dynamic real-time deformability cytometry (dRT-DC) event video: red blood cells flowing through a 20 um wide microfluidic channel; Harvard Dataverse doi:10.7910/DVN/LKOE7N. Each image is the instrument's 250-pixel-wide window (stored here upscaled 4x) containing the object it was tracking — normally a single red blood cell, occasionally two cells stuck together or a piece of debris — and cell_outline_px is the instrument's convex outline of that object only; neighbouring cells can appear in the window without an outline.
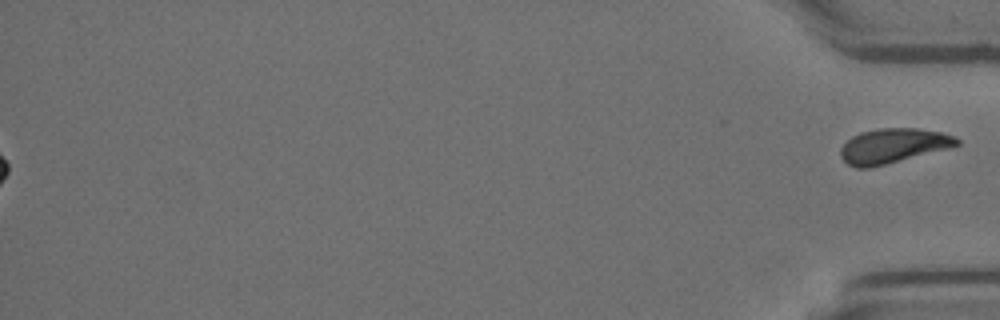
{"species": "Egyptian fruit bat (a non-hibernating species)", "species_latin": "Rousettus aegyptiacus", "temperature_condition": "room temperature", "stored_images_in_passage": 49, "segment_of_instrument_passage": [2, 2], "camera_frame_rate_fps": 3000, "um_per_image_px": 0.085, "animal": {"sex": "female"}, "frame": {"image": 1, "passage_image": 49, "time_ms": 16.0, "image_size_px": [1000, 320], "cell_outline_px": [[960, 144], [952, 148], [868, 168], [856, 168], [848, 164], [840, 156], [840, 148], [852, 136], [860, 132], [876, 128], [916, 128], [940, 132], [956, 136], [960, 140]], "centroid_in_image_um": [75.94, 12.39], "position_along_channel_um": 359.3, "area_um2": 23.64}}